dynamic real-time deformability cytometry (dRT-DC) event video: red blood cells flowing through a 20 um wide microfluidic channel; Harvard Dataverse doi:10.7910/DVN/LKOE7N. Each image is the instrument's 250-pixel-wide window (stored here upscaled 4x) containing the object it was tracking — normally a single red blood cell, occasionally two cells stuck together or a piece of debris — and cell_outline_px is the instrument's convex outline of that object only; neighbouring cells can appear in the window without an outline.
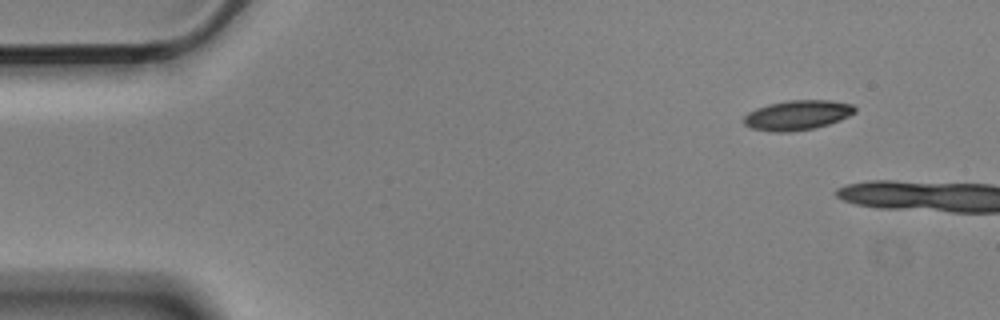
{"species": "Egyptian fruit bat (a non-hibernating species)", "species_latin": "Rousettus aegyptiacus", "temperature_condition": "cold", "stored_images_in_passage": 4, "camera_frame_rate_fps": 3000, "um_per_image_px": 0.085, "animal": {"sex": "male"}, "frame": {"image": 1, "passage_image": 1, "time_ms": 0.0, "image_size_px": [1000, 320], "cell_outline_px": [[856, 112], [840, 120], [816, 128], [788, 132], [772, 132], [752, 128], [744, 124], [744, 116], [748, 112], [756, 108], [768, 104], [788, 100], [828, 100], [852, 104], [856, 108]], "centroid_in_image_um": [67.77, 9.78], "position_along_channel_um": 17.2, "area_um2": 19.31}}